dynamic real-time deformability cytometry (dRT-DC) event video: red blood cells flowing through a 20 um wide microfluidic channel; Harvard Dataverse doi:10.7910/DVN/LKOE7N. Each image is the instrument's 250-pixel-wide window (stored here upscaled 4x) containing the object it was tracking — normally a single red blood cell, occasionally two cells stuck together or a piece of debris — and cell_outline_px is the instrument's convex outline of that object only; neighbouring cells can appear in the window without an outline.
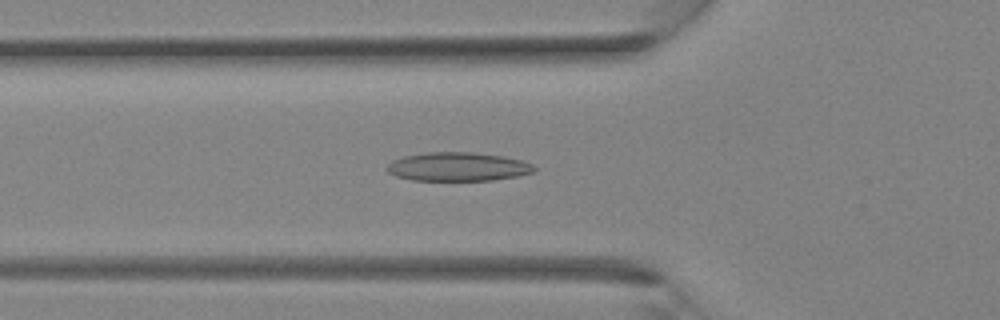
{"species": "Egyptian fruit bat (a non-hibernating species)", "species_latin": "Rousettus aegyptiacus", "temperature_condition": "room temperature", "stored_images_in_passage": 35, "camera_frame_rate_fps": 3000, "um_per_image_px": 0.085, "animal": {"sex": "female"}, "frame": {"image": 1, "passage_image": 12, "time_ms": 3.667, "image_size_px": [1000, 320], "cell_outline_px": [[536, 168], [532, 172], [516, 176], [492, 180], [412, 180], [396, 176], [388, 172], [384, 168], [392, 160], [404, 156], [428, 152], [472, 152], [500, 156], [520, 160], [532, 164]], "centroid_in_image_um": [38.86, 14.17], "position_along_channel_um": 86.9, "area_um2": 24.45}}
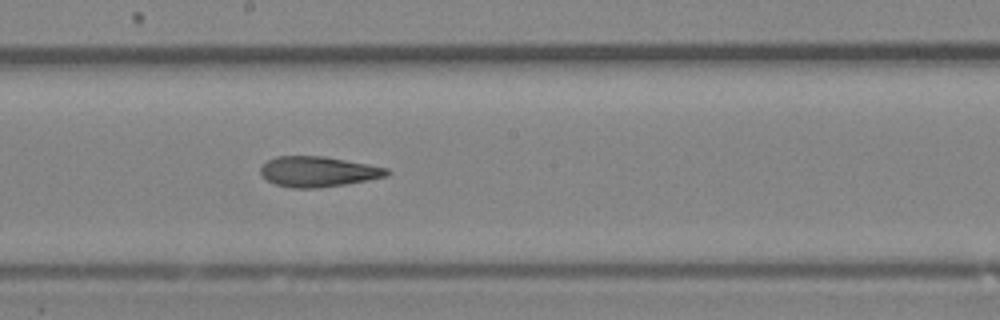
{"frame": {"image": 2, "passage_image": 19, "time_ms": 6.0, "image_size_px": [1000, 320], "cell_outline_px": [[392, 172], [388, 176], [368, 180], [320, 188], [292, 188], [276, 184], [268, 180], [260, 172], [260, 168], [268, 160], [276, 156], [324, 156], [368, 164], [388, 168]], "centroid_in_image_um": [27.07, 14.59], "position_along_channel_um": 221.1, "area_um2": 22.31}}
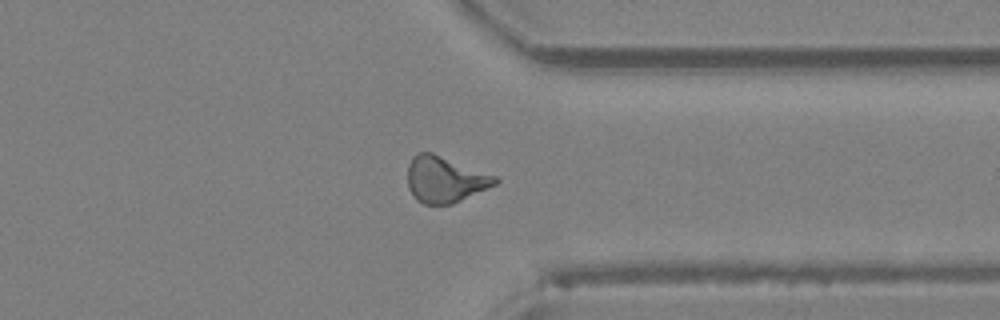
{"frame": {"image": 3, "passage_image": 27, "time_ms": 8.667, "image_size_px": [1000, 320], "cell_outline_px": [[500, 180], [496, 184], [452, 204], [424, 204], [416, 200], [408, 188], [408, 164], [412, 156], [420, 152], [432, 152], [496, 176]], "centroid_in_image_um": [37.79, 15.25], "position_along_channel_um": 373.6, "area_um2": 23.41}}